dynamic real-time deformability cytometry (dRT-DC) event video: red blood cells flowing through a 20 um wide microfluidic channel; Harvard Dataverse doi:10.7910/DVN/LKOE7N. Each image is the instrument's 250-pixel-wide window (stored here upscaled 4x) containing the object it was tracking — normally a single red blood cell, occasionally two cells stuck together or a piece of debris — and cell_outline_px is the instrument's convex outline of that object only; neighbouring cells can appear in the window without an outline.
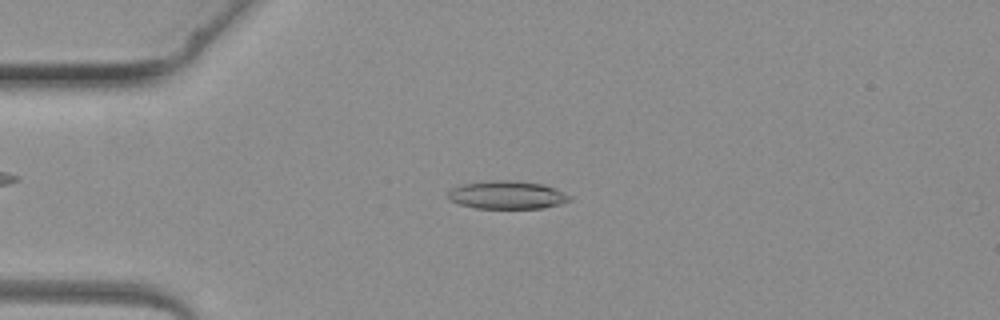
{"species": "common noctule bat (a hibernating species)", "species_latin": "Nyctalus noctula", "temperature_condition": "warm", "stored_images_in_passage": 3, "camera_frame_rate_fps": 3000, "um_per_image_px": 0.085, "animal": {"sex": "female", "body_mass_g": 19.3, "forearm_length_mm": 54.1}, "frame": {"image": 1, "passage_image": 2, "time_ms": 1.333, "image_size_px": [1000, 320], "cell_outline_px": [[572, 200], [560, 204], [544, 208], [476, 208], [460, 204], [452, 200], [448, 196], [448, 192], [452, 188], [460, 184], [488, 180], [512, 180], [544, 184], [556, 188], [572, 196]], "centroid_in_image_um": [43.14, 16.56], "position_along_channel_um": 41.9, "area_um2": 20.06}}